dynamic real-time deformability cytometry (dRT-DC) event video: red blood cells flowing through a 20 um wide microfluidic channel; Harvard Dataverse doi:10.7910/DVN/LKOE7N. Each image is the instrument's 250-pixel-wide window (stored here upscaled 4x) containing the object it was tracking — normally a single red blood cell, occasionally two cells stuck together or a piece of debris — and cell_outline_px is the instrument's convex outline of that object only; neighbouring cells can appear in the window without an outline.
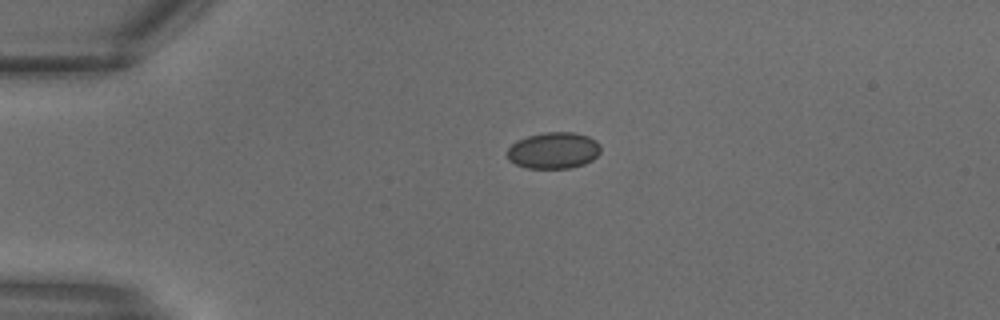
{"species": "common noctule bat (a hibernating species)", "species_latin": "Nyctalus noctula", "temperature_condition": "warm", "stored_images_in_passage": 24, "camera_frame_rate_fps": 3000, "um_per_image_px": 0.085, "animal": {"sex": "male", "body_mass_g": 18.8}, "frame": {"image": 1, "passage_image": 1, "time_ms": 0.0, "image_size_px": [1000, 320], "cell_outline_px": [[600, 152], [592, 160], [584, 164], [568, 168], [524, 168], [508, 160], [508, 148], [516, 140], [528, 136], [544, 132], [572, 132], [588, 136], [596, 140], [600, 144]], "centroid_in_image_um": [47.05, 12.79], "position_along_channel_um": 38.0, "area_um2": 19.88}}
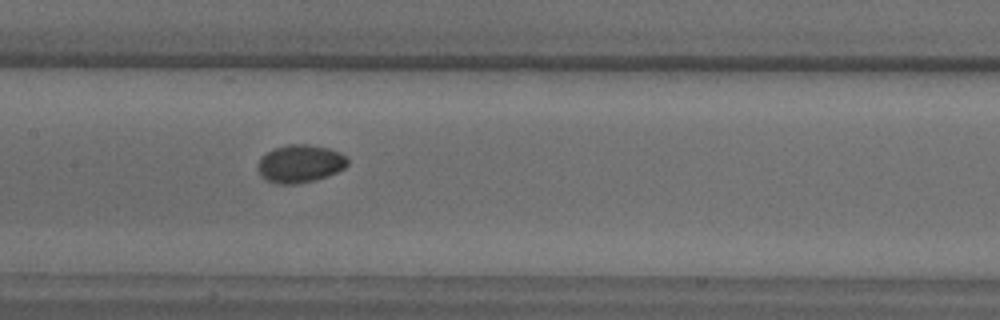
{"frame": {"image": 2, "passage_image": 9, "time_ms": 2.667, "image_size_px": [1000, 320], "cell_outline_px": [[348, 164], [344, 168], [328, 176], [296, 184], [280, 184], [268, 180], [260, 176], [256, 168], [256, 164], [260, 156], [272, 148], [288, 144], [308, 144], [328, 148], [340, 152], [348, 156]], "centroid_in_image_um": [25.47, 13.89], "position_along_channel_um": 181.9, "area_um2": 20.11}}
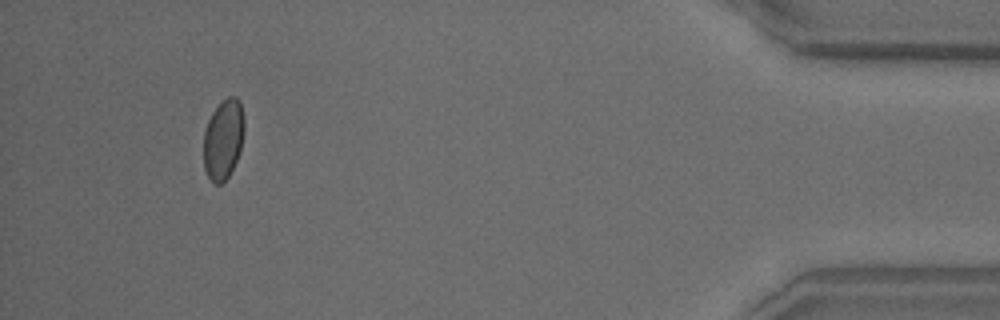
{"frame": {"image": 3, "passage_image": 22, "time_ms": 7.0, "image_size_px": [1000, 320], "cell_outline_px": [[244, 132], [240, 148], [236, 160], [228, 176], [220, 184], [212, 184], [204, 168], [204, 132], [208, 120], [212, 112], [228, 96], [236, 96], [240, 100], [244, 120]], "centroid_in_image_um": [18.98, 11.83], "position_along_channel_um": 416.2, "area_um2": 18.84}}